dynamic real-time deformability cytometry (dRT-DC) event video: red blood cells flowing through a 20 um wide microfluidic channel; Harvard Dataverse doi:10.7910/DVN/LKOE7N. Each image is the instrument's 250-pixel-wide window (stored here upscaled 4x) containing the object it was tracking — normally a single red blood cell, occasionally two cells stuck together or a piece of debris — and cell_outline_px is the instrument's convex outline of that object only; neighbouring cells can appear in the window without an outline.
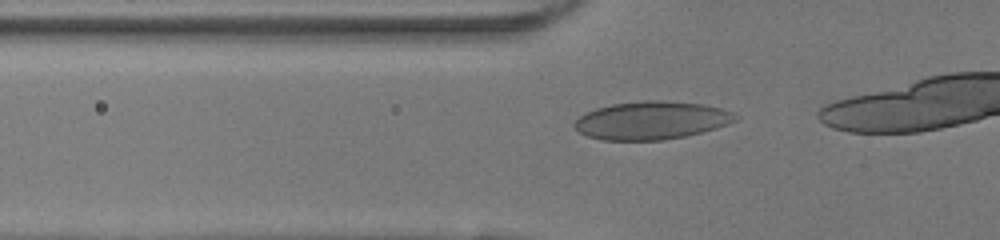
{"species": "human", "species_latin": "Homo sapiens", "temperature_condition": "room temperature", "stored_images_in_passage": 8, "camera_frame_rate_fps": 3000, "um_per_image_px": 0.085, "donor": {"sex": "female"}, "frame": {"image": 1, "passage_image": 2, "time_ms": 0.333, "image_size_px": [1000, 240], "cell_outline_px": [[740, 116], [736, 120], [728, 124], [716, 128], [684, 136], [664, 140], [604, 140], [588, 136], [580, 132], [572, 124], [580, 116], [596, 108], [612, 104], [648, 100], [664, 100], [704, 104], [720, 108], [732, 112]], "centroid_in_image_um": [55.39, 10.23], "position_along_channel_um": 70.4, "area_um2": 35.55}}
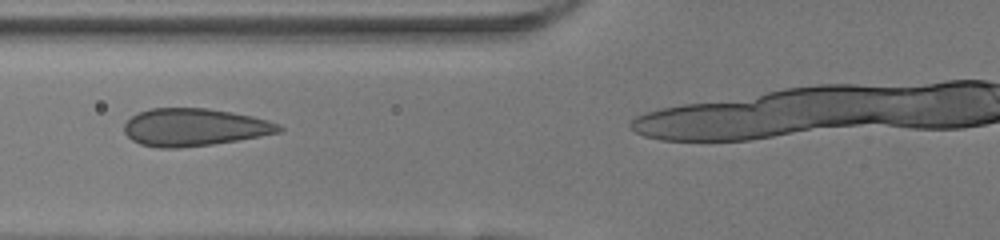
{"frame": {"image": 2, "passage_image": 5, "time_ms": 1.333, "image_size_px": [1000, 240], "cell_outline_px": [[284, 132], [212, 144], [180, 148], [156, 148], [140, 144], [132, 140], [124, 132], [124, 124], [132, 116], [140, 112], [152, 108], [208, 108], [232, 112], [252, 116], [268, 120], [280, 124], [284, 128]], "centroid_in_image_um": [16.54, 10.82], "position_along_channel_um": 109.3, "area_um2": 33.99}}